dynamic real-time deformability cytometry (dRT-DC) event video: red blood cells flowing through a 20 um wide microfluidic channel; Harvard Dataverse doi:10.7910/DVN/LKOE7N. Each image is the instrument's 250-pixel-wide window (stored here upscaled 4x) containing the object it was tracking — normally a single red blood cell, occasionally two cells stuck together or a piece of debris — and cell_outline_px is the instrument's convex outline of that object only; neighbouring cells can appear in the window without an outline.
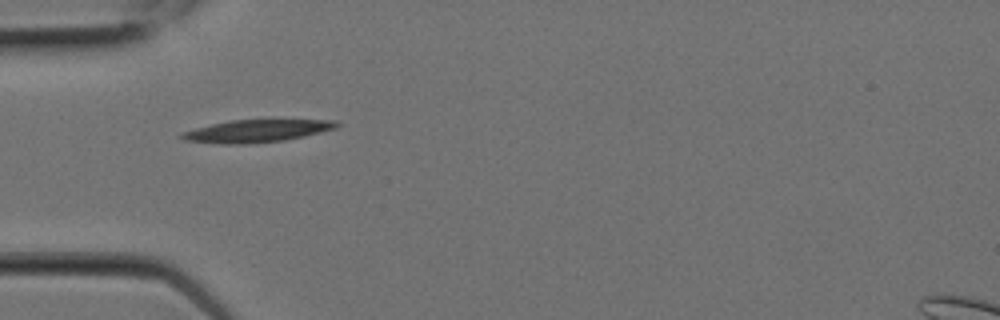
{"species": "Egyptian fruit bat (a non-hibernating species)", "species_latin": "Rousettus aegyptiacus", "temperature_condition": "room temperature", "stored_images_in_passage": 2, "camera_frame_rate_fps": 3000, "um_per_image_px": 0.085, "animal": {"sex": "female"}, "frame": {"image": 1, "passage_image": 1, "time_ms": 0.0, "image_size_px": [1000, 320], "cell_outline_px": [[340, 124], [336, 128], [304, 136], [284, 140], [248, 144], [220, 144], [184, 140], [176, 136], [180, 132], [212, 124], [232, 120], [336, 120]], "centroid_in_image_um": [21.76, 11.14], "position_along_channel_um": 63.2, "area_um2": 20.29}}
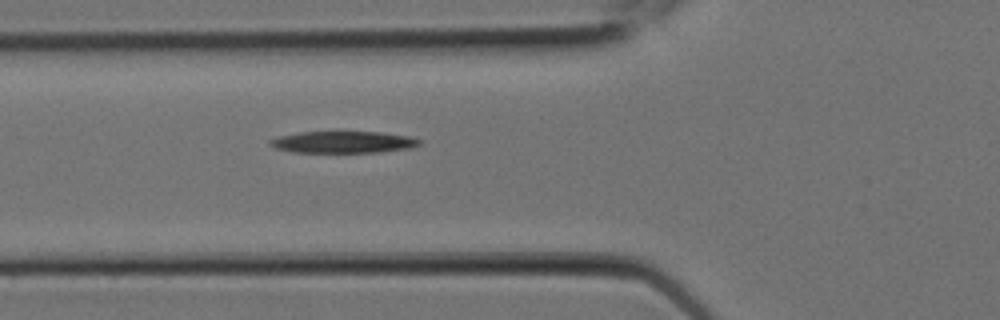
{"frame": {"image": 2, "passage_image": 2, "time_ms": 0.333, "image_size_px": [1000, 320], "cell_outline_px": [[420, 144], [412, 148], [376, 152], [292, 152], [276, 148], [268, 144], [268, 140], [280, 136], [300, 132], [336, 128], [340, 128], [380, 132], [408, 136], [420, 140]], "centroid_in_image_um": [29.13, 12.02], "position_along_channel_um": 96.7, "area_um2": 20.0}}